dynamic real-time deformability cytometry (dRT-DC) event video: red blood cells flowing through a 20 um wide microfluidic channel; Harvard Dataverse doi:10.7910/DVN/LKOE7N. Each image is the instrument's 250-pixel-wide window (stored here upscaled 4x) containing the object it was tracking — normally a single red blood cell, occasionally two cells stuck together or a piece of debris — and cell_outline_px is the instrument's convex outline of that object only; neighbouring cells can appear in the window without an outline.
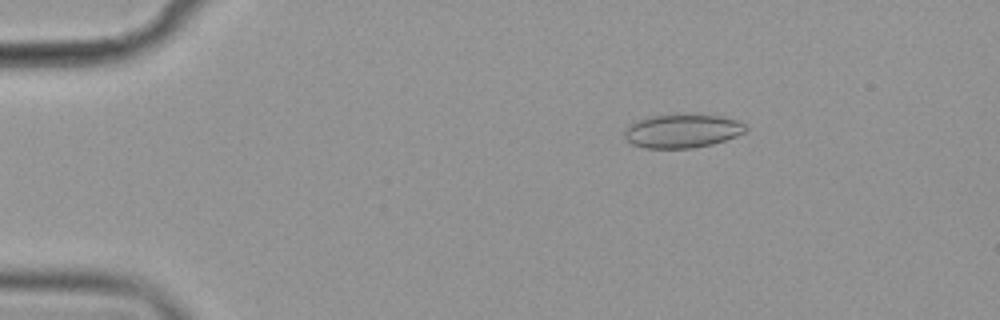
{"species": "common noctule bat (a hibernating species)", "species_latin": "Nyctalus noctula", "temperature_condition": "cold", "stored_images_in_passage": 57, "camera_frame_rate_fps": 3000, "um_per_image_px": 0.085, "animal": {"sex": "female", "body_mass_g": 19.9}, "frame": {"image": 1, "passage_image": 10, "time_ms": 3.0, "image_size_px": [1000, 320], "cell_outline_px": [[748, 128], [744, 132], [736, 136], [712, 144], [692, 148], [644, 148], [632, 144], [624, 136], [624, 132], [628, 124], [636, 120], [652, 116], [676, 112], [724, 116], [736, 120], [744, 124]], "centroid_in_image_um": [57.97, 11.09], "position_along_channel_um": 27.0, "area_um2": 24.33}}
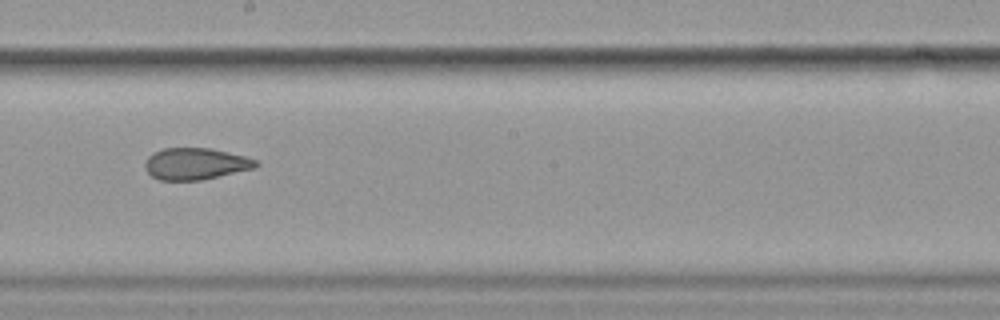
{"frame": {"image": 2, "passage_image": 33, "time_ms": 10.667, "image_size_px": [1000, 320], "cell_outline_px": [[260, 164], [256, 168], [204, 180], [160, 180], [152, 176], [144, 168], [144, 164], [148, 156], [164, 148], [212, 148], [244, 156], [256, 160]], "centroid_in_image_um": [16.65, 13.93], "position_along_channel_um": 231.6, "area_um2": 20.58}}
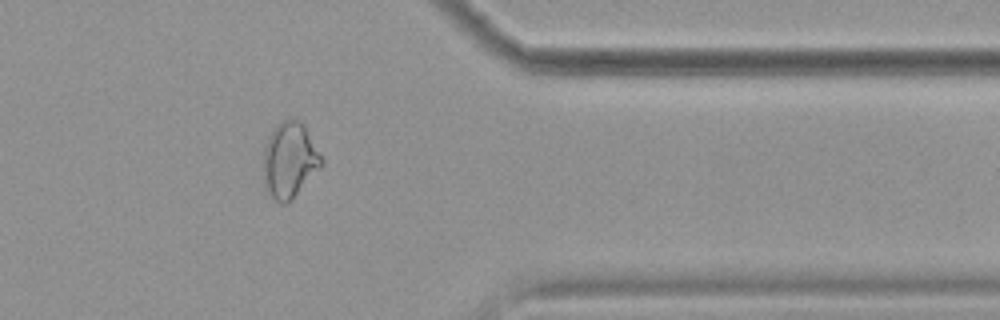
{"frame": {"image": 3, "passage_image": 47, "time_ms": 15.333, "image_size_px": [1000, 320], "cell_outline_px": [[324, 164], [292, 200], [284, 204], [280, 204], [264, 188], [264, 148], [268, 136], [276, 124], [280, 120], [292, 116], [300, 120], [304, 124], [324, 160]], "centroid_in_image_um": [24.63, 13.57], "position_along_channel_um": 386.8, "area_um2": 26.07}, "authors_computed_cell_mechanics": {"area_um2": 23.9292, "velocity_mm_per_s": 3.5731, "shape_relaxation_time_tau1_ms": null, "shape_relaxation_time_tau2_ms": 2.7122, "deformation_change_tau1": null, "deformation_change_tau2": 0.0924}}